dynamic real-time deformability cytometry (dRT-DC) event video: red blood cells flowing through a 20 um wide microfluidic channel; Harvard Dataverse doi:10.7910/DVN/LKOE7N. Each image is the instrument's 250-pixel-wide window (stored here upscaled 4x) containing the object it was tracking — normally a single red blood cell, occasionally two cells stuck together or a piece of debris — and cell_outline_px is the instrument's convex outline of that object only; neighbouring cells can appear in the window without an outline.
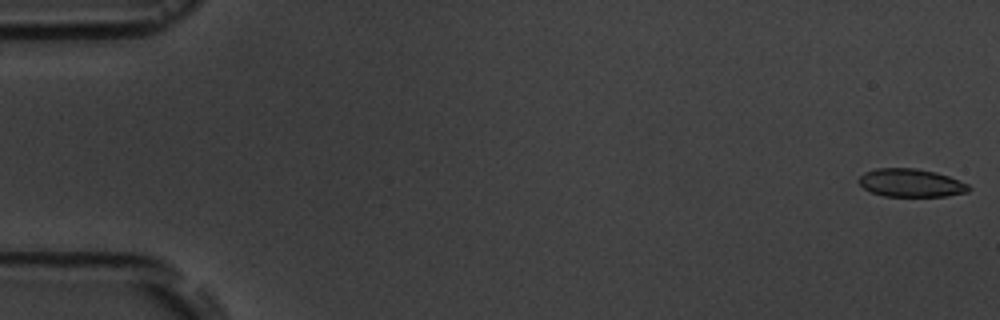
{"species": "common noctule bat (a hibernating species)", "species_latin": "Nyctalus noctula", "temperature_condition": "room temperature", "stored_images_in_passage": 5, "camera_frame_rate_fps": 3000, "um_per_image_px": 0.085, "animal": {"sex": "male", "body_mass_g": 19.5, "forearm_length_mm": 54.6}, "frame": {"image": 1, "passage_image": 1, "time_ms": 0.0, "image_size_px": [1000, 320], "cell_outline_px": [[972, 188], [968, 192], [948, 196], [884, 196], [872, 192], [864, 188], [856, 180], [864, 172], [876, 168], [916, 168], [936, 172], [948, 176], [968, 184]], "centroid_in_image_um": [77.42, 15.54], "position_along_channel_um": 7.6, "area_um2": 18.09}}